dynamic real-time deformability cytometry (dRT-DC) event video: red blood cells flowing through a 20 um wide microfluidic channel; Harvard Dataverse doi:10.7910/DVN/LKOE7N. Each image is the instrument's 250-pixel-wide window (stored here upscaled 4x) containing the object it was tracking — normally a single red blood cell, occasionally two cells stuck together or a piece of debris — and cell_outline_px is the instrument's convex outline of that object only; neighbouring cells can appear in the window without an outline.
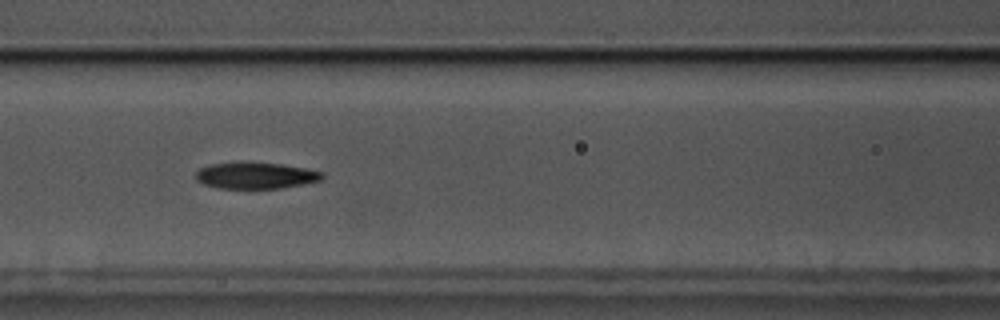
{"species": "common noctule bat (a hibernating species)", "species_latin": "Nyctalus noctula", "temperature_condition": "cold", "stored_images_in_passage": 43, "camera_frame_rate_fps": 3000, "um_per_image_px": 0.085, "animal": {"sex": "male", "body_mass_g": 17.5, "forearm_length_mm": 52.3}, "frame": {"image": 1, "passage_image": 10, "time_ms": 3.0, "image_size_px": [1000, 320], "cell_outline_px": [[324, 176], [320, 180], [280, 188], [216, 188], [204, 184], [196, 180], [196, 172], [200, 168], [208, 164], [280, 164], [304, 168], [320, 172]], "centroid_in_image_um": [21.68, 14.95], "position_along_channel_um": 144.9, "area_um2": 18.61}}
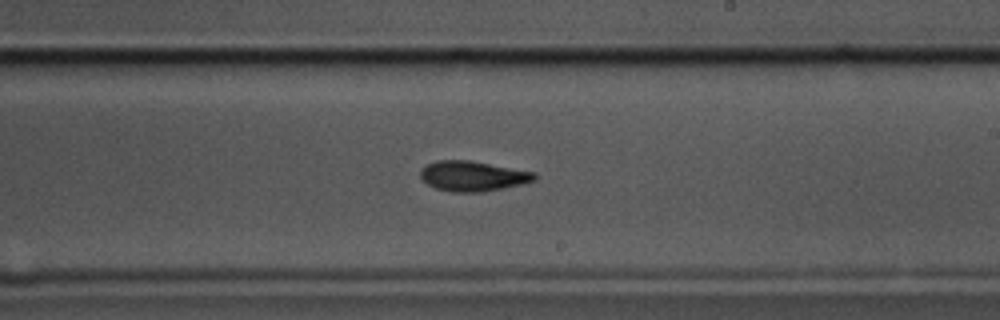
{"frame": {"image": 2, "passage_image": 19, "time_ms": 6.0, "image_size_px": [1000, 320], "cell_outline_px": [[536, 180], [504, 188], [480, 192], [452, 192], [436, 188], [428, 184], [420, 176], [420, 168], [436, 160], [468, 160], [536, 172]], "centroid_in_image_um": [40.18, 14.96], "position_along_channel_um": 248.8, "area_um2": 19.94}}
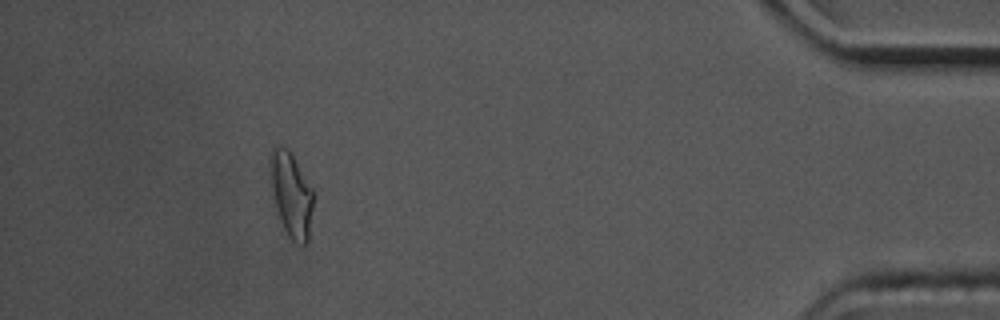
{"frame": {"image": 3, "passage_image": 38, "time_ms": 12.333, "image_size_px": [1000, 320], "cell_outline_px": [[312, 208], [308, 240], [304, 244], [292, 240], [288, 236], [280, 220], [272, 188], [268, 164], [268, 160], [272, 148], [276, 144], [280, 144], [288, 148], [312, 188]], "centroid_in_image_um": [24.72, 16.45], "position_along_channel_um": 410.5, "area_um2": 20.98}, "authors_computed_cell_mechanics": {"area_um2": 19.8254, "velocity_mm_per_s": 3.472, "shape_relaxation_time_tau1_ms": 4.0794, "shape_relaxation_time_tau2_ms": 6.9484, "deformation_change_tau1": 0.1554, "deformation_change_tau2": 0.1575}}